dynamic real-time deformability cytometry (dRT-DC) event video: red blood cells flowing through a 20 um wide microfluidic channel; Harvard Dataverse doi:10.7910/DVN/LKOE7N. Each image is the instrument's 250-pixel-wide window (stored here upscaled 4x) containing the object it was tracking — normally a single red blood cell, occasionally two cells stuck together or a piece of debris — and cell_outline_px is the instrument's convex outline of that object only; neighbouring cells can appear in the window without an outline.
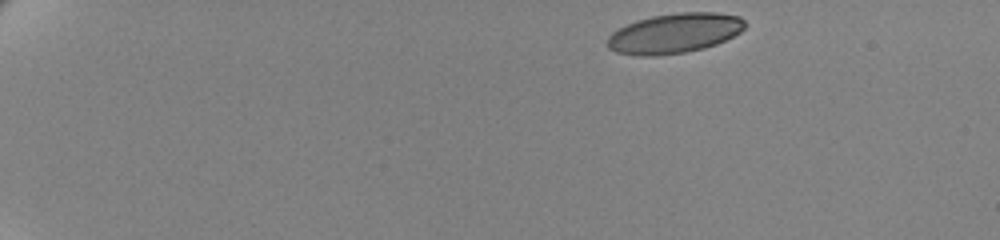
{"species": "human", "species_latin": "Homo sapiens", "temperature_condition": "cold", "stored_images_in_passage": 51, "camera_frame_rate_fps": 3000, "um_per_image_px": 0.085, "donor": {"sex": "female"}, "frame": {"image": 1, "passage_image": 1, "time_ms": 0.0, "image_size_px": [1000, 240], "cell_outline_px": [[744, 28], [740, 32], [716, 44], [704, 48], [684, 52], [656, 56], [640, 56], [616, 52], [608, 48], [608, 36], [612, 32], [636, 20], [652, 16], [680, 12], [716, 12], [740, 16], [744, 20]], "centroid_in_image_um": [57.32, 2.82], "position_along_channel_um": 27.7, "area_um2": 31.85}}
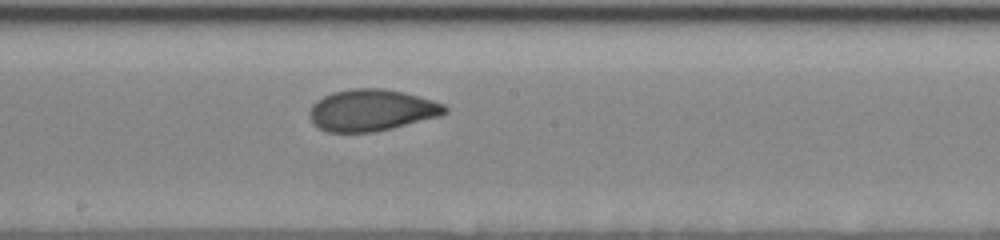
{"frame": {"image": 2, "passage_image": 28, "time_ms": 9.0, "image_size_px": [1000, 240], "cell_outline_px": [[448, 112], [440, 116], [392, 128], [372, 132], [328, 132], [320, 128], [308, 116], [308, 112], [312, 104], [316, 100], [332, 92], [352, 88], [384, 88], [404, 92], [432, 100], [444, 104], [448, 108]], "centroid_in_image_um": [31.58, 9.35], "position_along_channel_um": 216.6, "area_um2": 32.89}}
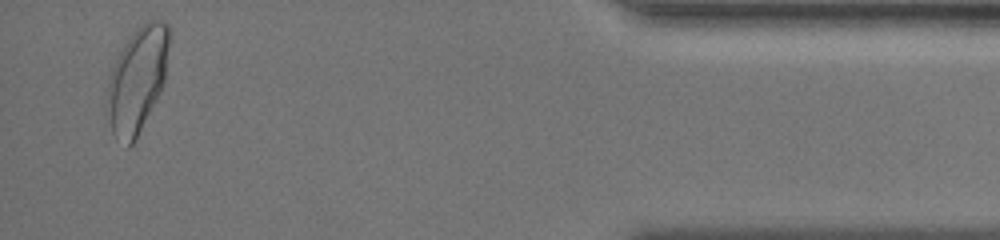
{"frame": {"image": 3, "passage_image": 50, "time_ms": 16.333, "image_size_px": [1000, 240], "cell_outline_px": [[172, 36], [164, 84], [136, 140], [128, 148], [112, 132], [104, 104], [104, 96], [108, 80], [112, 68], [124, 44], [136, 28], [140, 24], [148, 20], [160, 20], [168, 24], [172, 32]], "centroid_in_image_um": [11.68, 6.74], "position_along_channel_um": 423.5, "area_um2": 38.96}, "authors_computed_cell_mechanics": {"area_um2": 32.8304, "velocity_mm_per_s": 3.4786, "shape_relaxation_time_tau1_ms": 4.9463, "shape_relaxation_time_tau2_ms": 1.0418, "deformation_change_tau1": 0.1528, "deformation_change_tau2": 0.0602}}